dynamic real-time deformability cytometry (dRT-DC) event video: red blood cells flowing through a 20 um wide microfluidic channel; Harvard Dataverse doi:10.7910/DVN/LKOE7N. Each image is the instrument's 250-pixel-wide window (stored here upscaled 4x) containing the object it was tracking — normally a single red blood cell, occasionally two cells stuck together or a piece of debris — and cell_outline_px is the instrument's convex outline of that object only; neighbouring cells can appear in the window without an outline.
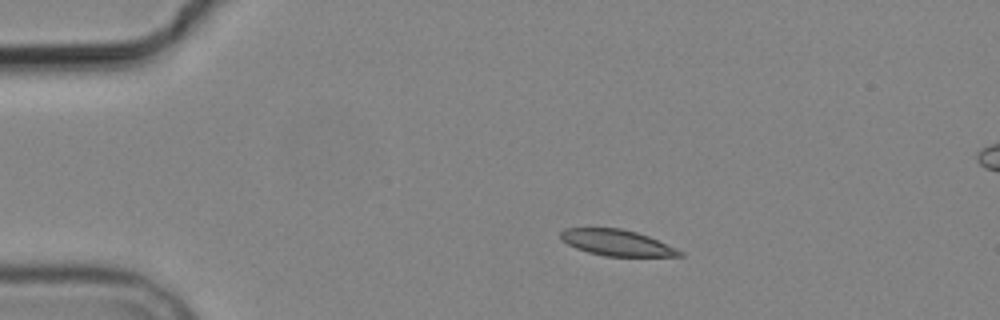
{"species": "common noctule bat (a hibernating species)", "species_latin": "Nyctalus noctula", "temperature_condition": "cold", "stored_images_in_passage": 8, "camera_frame_rate_fps": 3000, "um_per_image_px": 0.085, "animal": {"sex": "male", "body_mass_g": 19.2, "forearm_length_mm": 51.8}, "frame": {"image": 1, "passage_image": 3, "time_ms": 2.333, "image_size_px": [1000, 320], "cell_outline_px": [[684, 256], [604, 256], [588, 252], [576, 248], [560, 240], [560, 232], [564, 228], [620, 228], [636, 232], [648, 236], [676, 248], [684, 252]], "centroid_in_image_um": [52.41, 20.63], "position_along_channel_um": 32.6, "area_um2": 18.03}}
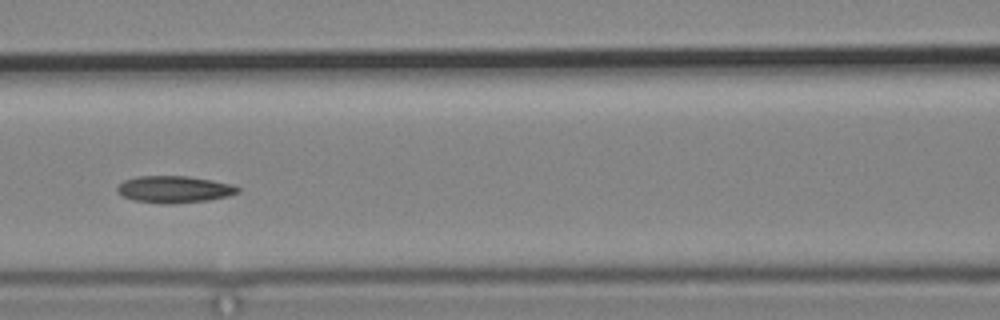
{"frame": {"image": 2, "passage_image": 7, "time_ms": 7.0, "image_size_px": [1000, 320], "cell_outline_px": [[240, 192], [228, 196], [208, 200], [176, 204], [164, 204], [132, 200], [116, 192], [116, 188], [124, 180], [136, 176], [188, 176], [212, 180], [232, 184], [240, 188]], "centroid_in_image_um": [14.81, 16.1], "position_along_channel_um": 151.8, "area_um2": 19.07}}
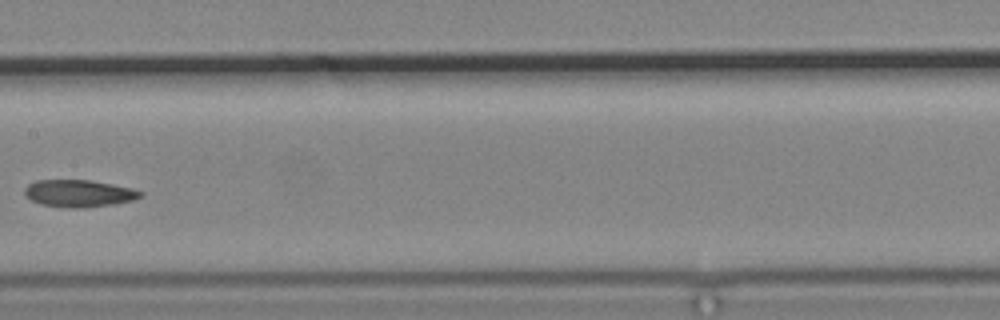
{"frame": {"image": 3, "passage_image": 8, "time_ms": 8.333, "image_size_px": [1000, 320], "cell_outline_px": [[144, 192], [140, 196], [132, 200], [112, 204], [80, 208], [68, 208], [40, 204], [24, 196], [24, 188], [28, 184], [36, 180], [92, 180], [132, 188]], "centroid_in_image_um": [6.66, 16.43], "position_along_channel_um": 200.7, "area_um2": 18.32}}